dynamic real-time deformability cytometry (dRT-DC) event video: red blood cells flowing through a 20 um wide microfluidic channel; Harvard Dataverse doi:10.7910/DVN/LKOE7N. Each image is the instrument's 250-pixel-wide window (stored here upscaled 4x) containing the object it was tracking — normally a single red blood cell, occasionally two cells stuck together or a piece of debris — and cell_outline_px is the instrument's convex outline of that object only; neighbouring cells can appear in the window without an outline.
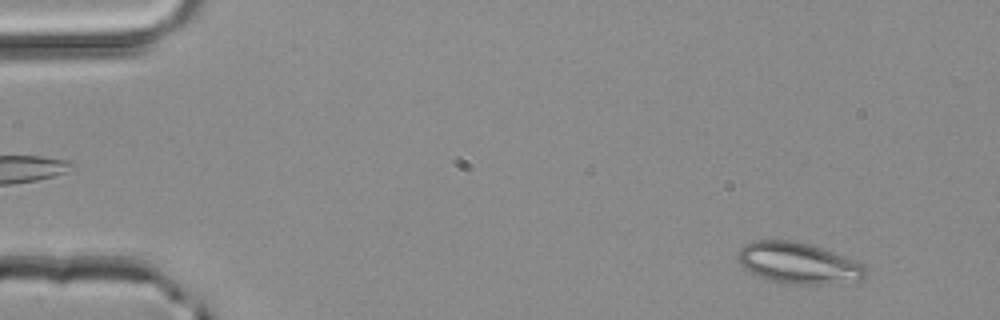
{"species": "common noctule bat (a hibernating species)", "species_latin": "Nyctalus noctula", "temperature_condition": "room temperature", "stored_images_in_passage": 2, "camera_frame_rate_fps": 3000, "um_per_image_px": 0.085, "animal": {"sex": "male", "body_mass_g": 20.4}, "frame": {"image": 1, "passage_image": 2, "time_ms": 0.333, "image_size_px": [1000, 320], "cell_outline_px": [[868, 276], [860, 280], [816, 284], [788, 284], [772, 280], [760, 276], [752, 272], [740, 264], [736, 260], [736, 256], [740, 248], [744, 244], [756, 240], [792, 240], [808, 244], [820, 248], [852, 260], [868, 268]], "centroid_in_image_um": [67.82, 22.36], "position_along_channel_um": 17.2, "area_um2": 30.17}}